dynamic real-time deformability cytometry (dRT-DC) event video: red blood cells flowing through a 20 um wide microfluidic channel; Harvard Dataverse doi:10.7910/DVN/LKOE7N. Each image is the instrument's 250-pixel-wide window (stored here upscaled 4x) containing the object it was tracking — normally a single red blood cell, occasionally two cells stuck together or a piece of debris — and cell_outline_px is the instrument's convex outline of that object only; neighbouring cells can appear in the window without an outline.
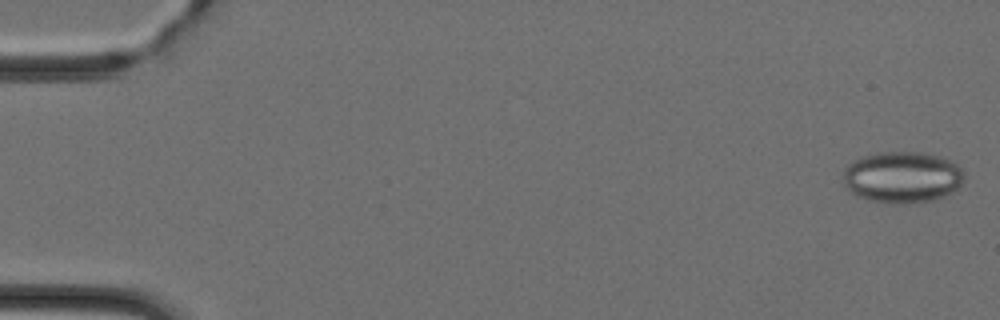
{"species": "Egyptian fruit bat (a non-hibernating species)", "species_latin": "Rousettus aegyptiacus", "temperature_condition": "cold", "stored_images_in_passage": 46, "camera_frame_rate_fps": 3000, "um_per_image_px": 0.085, "animal": {"sex": "female"}, "frame": {"image": 1, "passage_image": 1, "time_ms": 0.0, "image_size_px": [1000, 320], "cell_outline_px": [[964, 180], [952, 192], [944, 196], [932, 200], [904, 204], [896, 204], [868, 200], [856, 196], [844, 184], [844, 168], [848, 164], [864, 156], [880, 152], [920, 152], [940, 156], [956, 164], [964, 172]], "centroid_in_image_um": [76.69, 15.07], "position_along_channel_um": 8.3, "area_um2": 36.18}}
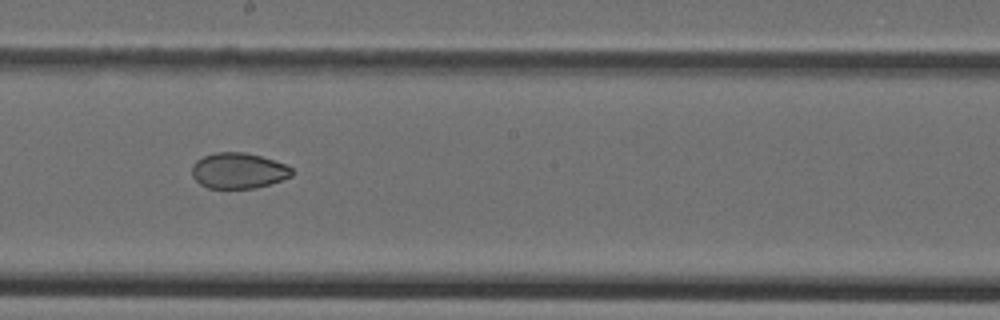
{"frame": {"image": 2, "passage_image": 26, "time_ms": 8.333, "image_size_px": [1000, 320], "cell_outline_px": [[296, 172], [292, 176], [256, 188], [208, 188], [200, 184], [192, 176], [192, 164], [196, 160], [204, 156], [216, 152], [244, 152], [260, 156], [284, 164], [292, 168]], "centroid_in_image_um": [20.25, 14.51], "position_along_channel_um": 227.9, "area_um2": 20.75}}
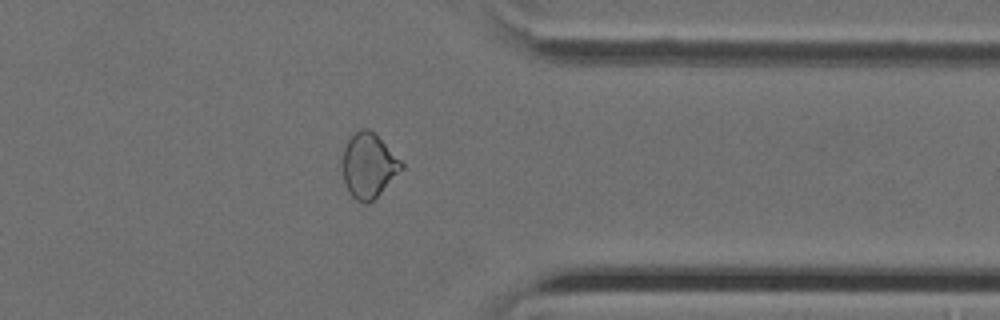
{"frame": {"image": 3, "passage_image": 37, "time_ms": 12.0, "image_size_px": [1000, 320], "cell_outline_px": [[404, 168], [368, 204], [364, 204], [356, 200], [348, 192], [344, 180], [340, 164], [344, 148], [348, 140], [360, 128], [368, 128], [404, 164]], "centroid_in_image_um": [31.28, 14.09], "position_along_channel_um": 380.1, "area_um2": 21.96}}